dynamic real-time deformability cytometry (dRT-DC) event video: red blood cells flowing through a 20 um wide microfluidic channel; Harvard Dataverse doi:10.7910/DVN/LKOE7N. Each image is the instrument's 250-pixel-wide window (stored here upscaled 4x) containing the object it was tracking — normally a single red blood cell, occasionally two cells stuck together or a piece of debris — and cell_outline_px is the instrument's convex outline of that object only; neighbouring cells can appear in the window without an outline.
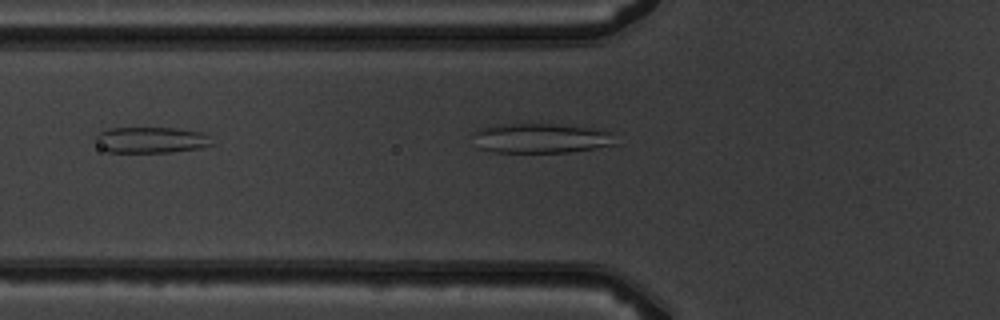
{"species": "common noctule bat (a hibernating species)", "species_latin": "Nyctalus noctula", "temperature_condition": "warm", "stored_images_in_passage": 6, "camera_frame_rate_fps": 3000, "um_per_image_px": 0.085, "animal": {"sex": "male", "body_mass_g": 19.5, "forearm_length_mm": 54.6}, "frame": {"image": 1, "passage_image": 4, "time_ms": 4.333, "image_size_px": [1000, 320], "cell_outline_px": [[212, 144], [200, 148], [172, 152], [108, 152], [100, 148], [96, 136], [100, 132], [108, 128], [176, 128], [200, 132], [208, 136]], "centroid_in_image_um": [12.82, 11.9], "position_along_channel_um": 113.0, "area_um2": 17.46}}